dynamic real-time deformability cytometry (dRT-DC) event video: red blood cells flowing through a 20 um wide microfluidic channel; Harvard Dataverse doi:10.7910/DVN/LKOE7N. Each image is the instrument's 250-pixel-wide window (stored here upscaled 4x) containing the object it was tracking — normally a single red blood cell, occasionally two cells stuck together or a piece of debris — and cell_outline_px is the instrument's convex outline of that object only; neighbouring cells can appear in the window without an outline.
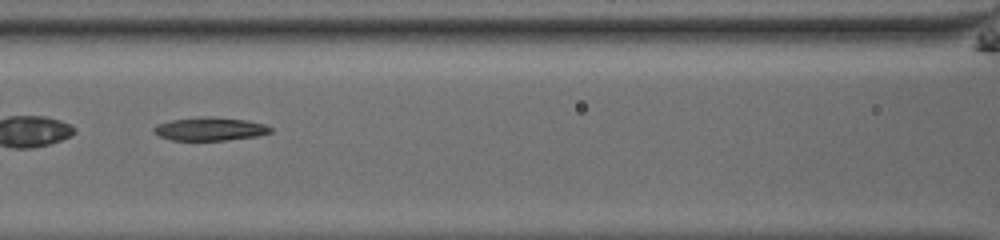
{"species": "common noctule bat (a hibernating species)", "species_latin": "Nyctalus noctula", "temperature_condition": "room temperature", "stored_images_in_passage": 30, "camera_frame_rate_fps": 3000, "um_per_image_px": 0.085, "animal": {"sex": "male", "body_mass_g": 13.0, "forearm_length_mm": 53.1}, "frame": {"image": 1, "passage_image": 26, "time_ms": 8.333, "image_size_px": [1000, 240], "cell_outline_px": [[272, 132], [260, 136], [224, 140], [172, 140], [160, 136], [152, 132], [152, 128], [156, 124], [172, 120], [200, 116], [208, 116], [248, 120], [264, 124], [272, 128]], "centroid_in_image_um": [17.85, 10.95], "position_along_channel_um": 148.8, "area_um2": 16.01}}